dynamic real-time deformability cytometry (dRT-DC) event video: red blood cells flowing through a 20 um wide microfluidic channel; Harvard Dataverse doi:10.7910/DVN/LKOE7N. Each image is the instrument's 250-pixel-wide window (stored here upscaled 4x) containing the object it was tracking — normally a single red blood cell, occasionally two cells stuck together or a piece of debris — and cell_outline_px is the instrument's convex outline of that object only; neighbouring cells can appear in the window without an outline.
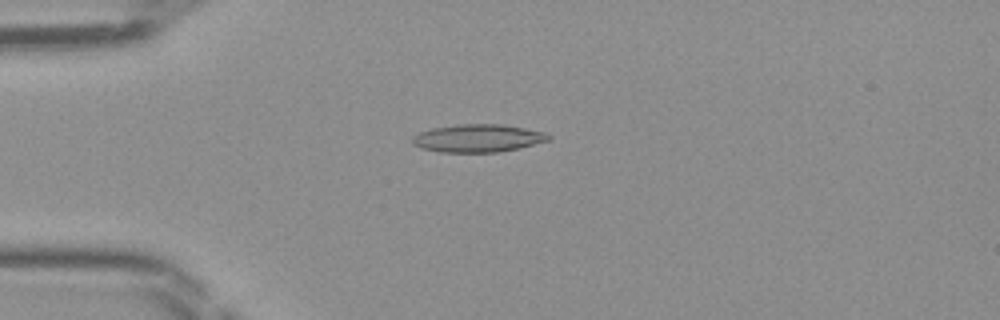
{"species": "Egyptian fruit bat (a non-hibernating species)", "species_latin": "Rousettus aegyptiacus", "temperature_condition": "room temperature", "stored_images_in_passage": 47, "camera_frame_rate_fps": 3000, "um_per_image_px": 0.085, "frame": {"image": 1, "passage_image": 12, "time_ms": 3.667, "image_size_px": [1000, 320], "cell_outline_px": [[552, 140], [520, 148], [500, 152], [440, 152], [424, 148], [412, 144], [412, 136], [420, 132], [432, 128], [460, 124], [504, 124], [544, 132], [552, 136]], "centroid_in_image_um": [40.67, 11.75], "position_along_channel_um": 44.3, "area_um2": 22.2}}
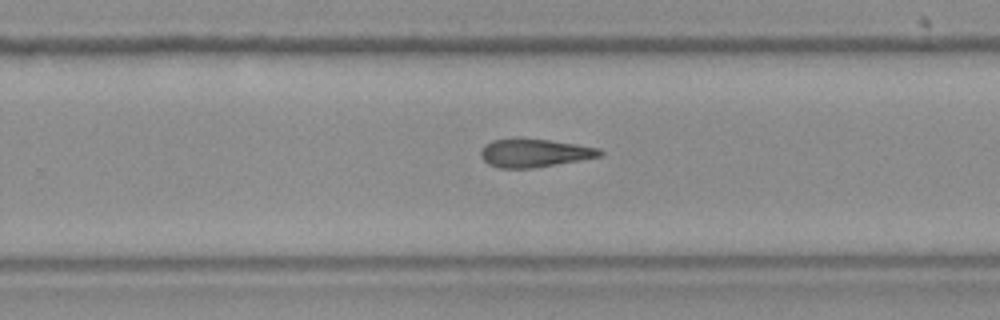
{"frame": {"image": 2, "passage_image": 30, "time_ms": 9.667, "image_size_px": [1000, 320], "cell_outline_px": [[604, 156], [532, 168], [500, 168], [488, 164], [480, 156], [480, 148], [484, 144], [492, 140], [548, 140], [576, 144], [600, 148], [604, 152]], "centroid_in_image_um": [45.44, 13.02], "position_along_channel_um": 284.4, "area_um2": 19.31}}
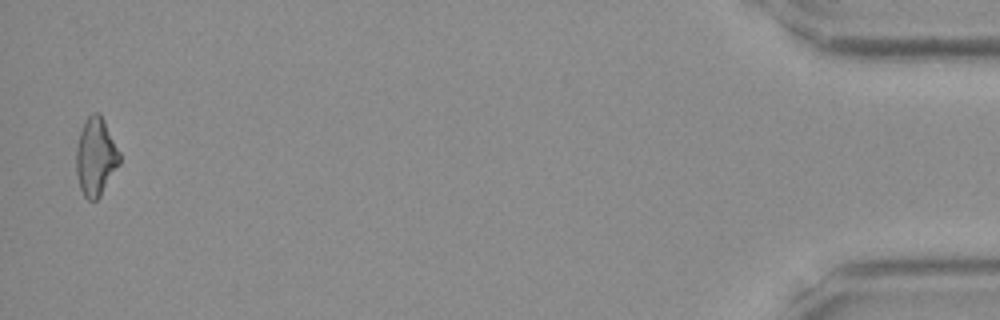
{"frame": {"image": 3, "passage_image": 46, "time_ms": 15.0, "image_size_px": [1000, 320], "cell_outline_px": [[120, 164], [100, 196], [96, 200], [88, 200], [84, 196], [80, 188], [76, 172], [76, 148], [80, 132], [84, 120], [92, 112], [100, 112], [120, 152]], "centroid_in_image_um": [8.14, 13.31], "position_along_channel_um": 427.1, "area_um2": 19.83}}